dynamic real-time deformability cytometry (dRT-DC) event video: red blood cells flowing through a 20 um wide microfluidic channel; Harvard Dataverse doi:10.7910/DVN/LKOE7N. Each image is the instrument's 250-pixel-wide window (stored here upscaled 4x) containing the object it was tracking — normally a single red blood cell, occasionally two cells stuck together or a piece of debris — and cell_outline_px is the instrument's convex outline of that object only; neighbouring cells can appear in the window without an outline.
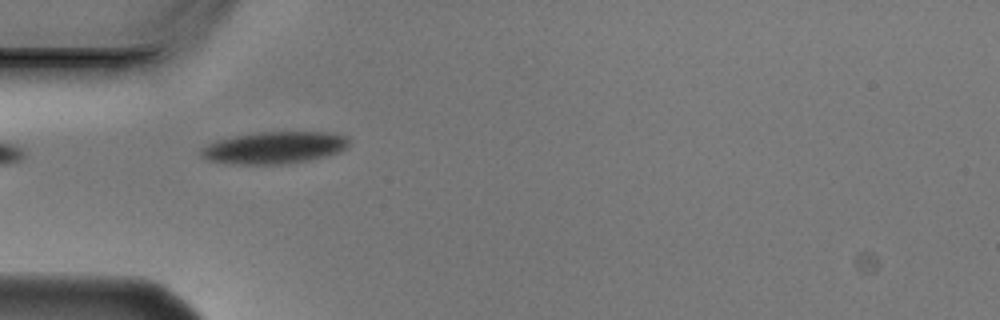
{"species": "Egyptian fruit bat (a non-hibernating species)", "species_latin": "Rousettus aegyptiacus", "temperature_condition": "cold", "stored_images_in_passage": 6, "camera_frame_rate_fps": 3000, "um_per_image_px": 0.085, "animal": {"sex": "male"}, "frame": {"image": 1, "passage_image": 5, "time_ms": 1.333, "image_size_px": [1000, 320], "cell_outline_px": [[348, 144], [340, 152], [308, 160], [284, 164], [224, 164], [208, 160], [200, 156], [200, 148], [216, 140], [232, 136], [256, 132], [328, 132], [348, 136]], "centroid_in_image_um": [23.25, 12.55], "position_along_channel_um": 61.7, "area_um2": 27.8}}
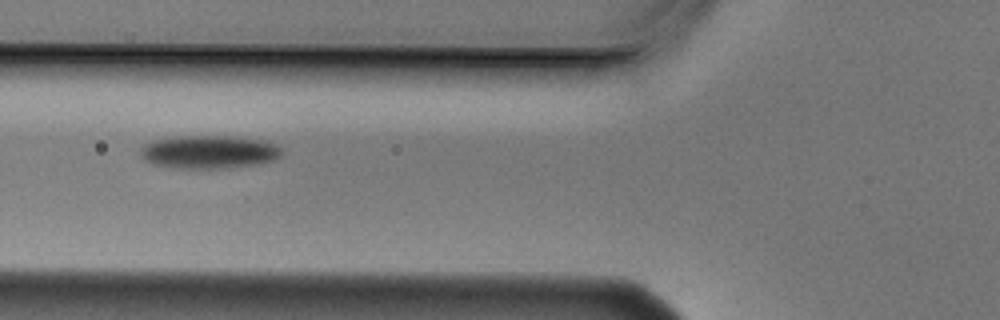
{"frame": {"image": 2, "passage_image": 6, "time_ms": 1.667, "image_size_px": [1000, 320], "cell_outline_px": [[280, 156], [272, 160], [256, 164], [228, 168], [172, 168], [152, 164], [144, 160], [140, 156], [140, 148], [144, 144], [152, 140], [180, 136], [232, 136], [268, 140], [280, 148]], "centroid_in_image_um": [17.72, 12.91], "position_along_channel_um": 108.1, "area_um2": 27.51}}